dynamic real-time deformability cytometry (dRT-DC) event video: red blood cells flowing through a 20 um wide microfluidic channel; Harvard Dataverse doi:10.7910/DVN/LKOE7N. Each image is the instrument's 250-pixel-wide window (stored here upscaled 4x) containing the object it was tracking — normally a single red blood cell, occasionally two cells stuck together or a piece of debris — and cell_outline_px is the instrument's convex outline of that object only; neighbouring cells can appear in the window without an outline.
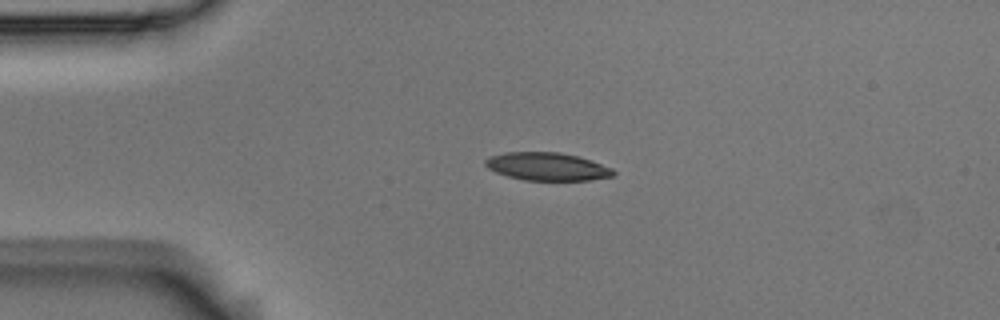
{"species": "Egyptian fruit bat (a non-hibernating species)", "species_latin": "Rousettus aegyptiacus", "temperature_condition": "room temperature", "stored_images_in_passage": 5, "camera_frame_rate_fps": 3000, "um_per_image_px": 0.085, "animal": {"sex": "male"}, "frame": {"image": 1, "passage_image": 3, "time_ms": 0.667, "image_size_px": [1000, 320], "cell_outline_px": [[616, 172], [612, 176], [592, 180], [524, 180], [508, 176], [496, 172], [488, 168], [484, 164], [484, 160], [488, 156], [504, 152], [560, 152], [576, 156], [612, 168]], "centroid_in_image_um": [46.46, 14.15], "position_along_channel_um": 38.5, "area_um2": 20.75}}
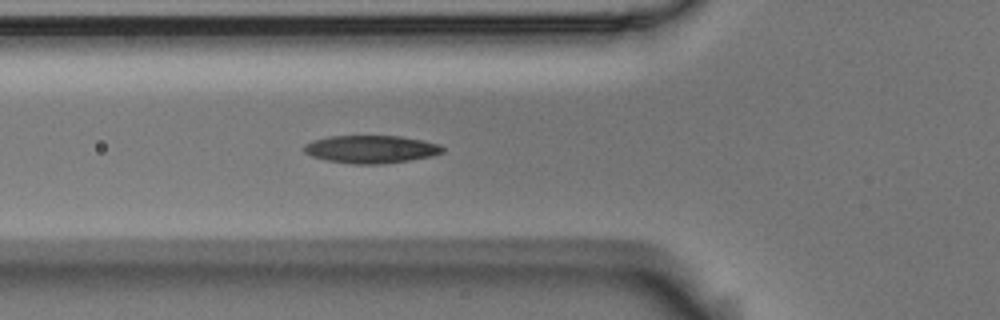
{"frame": {"image": 2, "passage_image": 5, "time_ms": 1.333, "image_size_px": [1000, 320], "cell_outline_px": [[444, 152], [432, 156], [408, 160], [380, 164], [352, 164], [328, 160], [312, 156], [304, 152], [304, 144], [312, 140], [328, 136], [400, 136], [424, 140], [440, 144], [444, 148]], "centroid_in_image_um": [31.55, 12.67], "position_along_channel_um": 94.3, "area_um2": 22.48}}